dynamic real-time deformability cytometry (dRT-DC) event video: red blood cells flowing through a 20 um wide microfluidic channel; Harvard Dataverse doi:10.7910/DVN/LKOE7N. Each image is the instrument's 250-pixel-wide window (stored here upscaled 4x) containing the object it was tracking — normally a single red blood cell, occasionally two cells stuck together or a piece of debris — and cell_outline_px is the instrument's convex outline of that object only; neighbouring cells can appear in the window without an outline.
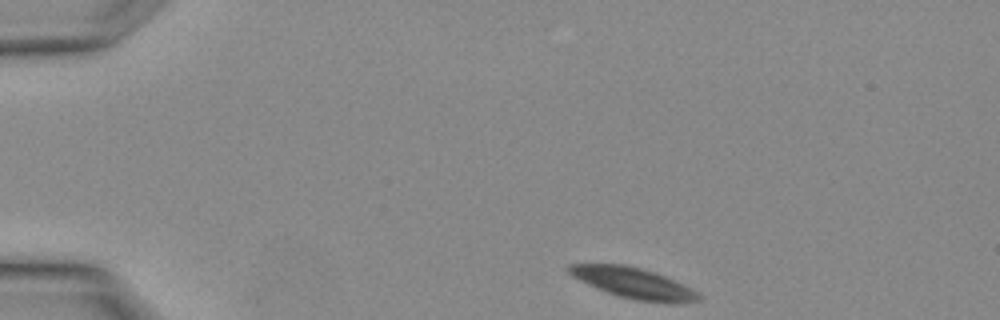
{"species": "Egyptian fruit bat (a non-hibernating species)", "species_latin": "Rousettus aegyptiacus", "temperature_condition": "warm", "stored_images_in_passage": 28, "camera_frame_rate_fps": 3000, "um_per_image_px": 0.085, "animal": {"sex": "female"}, "frame": {"image": 1, "passage_image": 1, "time_ms": 0.0, "image_size_px": [1000, 320], "cell_outline_px": [[700, 300], [636, 300], [620, 296], [608, 292], [572, 276], [564, 268], [568, 264], [624, 264], [656, 272], [692, 288], [700, 296]], "centroid_in_image_um": [53.73, 23.98], "position_along_channel_um": 31.3, "area_um2": 22.08}}
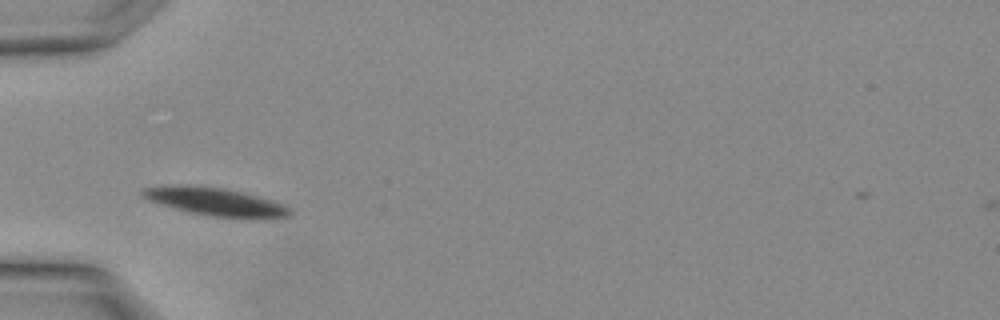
{"frame": {"image": 2, "passage_image": 6, "time_ms": 1.667, "image_size_px": [1000, 320], "cell_outline_px": [[292, 212], [288, 216], [208, 216], [160, 204], [148, 200], [140, 196], [140, 192], [144, 188], [184, 184], [188, 184], [224, 188], [244, 192], [280, 204], [288, 208]], "centroid_in_image_um": [18.15, 17.09], "position_along_channel_um": 66.9, "area_um2": 22.95}}
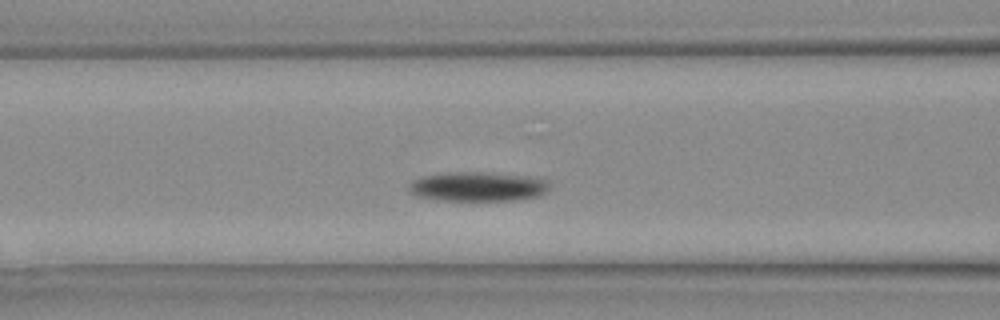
{"frame": {"image": 3, "passage_image": 9, "time_ms": 2.667, "image_size_px": [1000, 320], "cell_outline_px": [[548, 188], [540, 196], [524, 200], [436, 200], [416, 196], [408, 192], [408, 184], [424, 176], [444, 172], [496, 172], [540, 176], [548, 180]], "centroid_in_image_um": [40.68, 15.84], "position_along_channel_um": 125.9, "area_um2": 24.8}}